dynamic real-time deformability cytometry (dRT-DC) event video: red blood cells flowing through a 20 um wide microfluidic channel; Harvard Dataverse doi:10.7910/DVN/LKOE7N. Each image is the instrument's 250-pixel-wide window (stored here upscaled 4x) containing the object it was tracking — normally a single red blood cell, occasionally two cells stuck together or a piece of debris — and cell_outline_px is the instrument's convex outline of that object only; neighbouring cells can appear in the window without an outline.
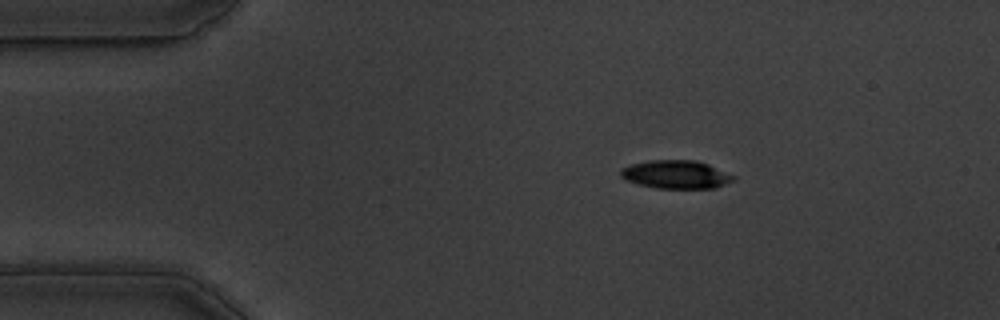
{"species": "common noctule bat (a hibernating species)", "species_latin": "Nyctalus noctula", "temperature_condition": "warm", "stored_images_in_passage": 9, "camera_frame_rate_fps": 3000, "um_per_image_px": 0.085, "animal": {"sex": "male", "body_mass_g": 19.5, "forearm_length_mm": 54.6}, "frame": {"image": 1, "passage_image": 1, "time_ms": 0.0, "image_size_px": [1000, 320], "cell_outline_px": [[736, 180], [716, 188], [656, 188], [636, 184], [620, 176], [620, 168], [632, 164], [652, 160], [696, 160], [708, 164], [736, 176]], "centroid_in_image_um": [57.48, 14.83], "position_along_channel_um": 27.5, "area_um2": 18.67}}
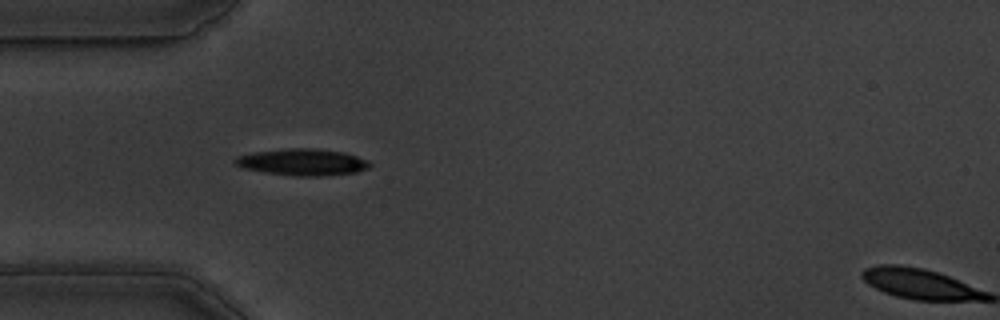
{"frame": {"image": 2, "passage_image": 8, "time_ms": 2.333, "image_size_px": [1000, 320], "cell_outline_px": [[372, 164], [368, 168], [356, 172], [320, 176], [296, 176], [264, 172], [244, 168], [236, 164], [232, 160], [236, 156], [252, 152], [288, 148], [316, 148], [344, 152], [368, 160]], "centroid_in_image_um": [25.7, 13.77], "position_along_channel_um": 59.3, "area_um2": 20.98}}